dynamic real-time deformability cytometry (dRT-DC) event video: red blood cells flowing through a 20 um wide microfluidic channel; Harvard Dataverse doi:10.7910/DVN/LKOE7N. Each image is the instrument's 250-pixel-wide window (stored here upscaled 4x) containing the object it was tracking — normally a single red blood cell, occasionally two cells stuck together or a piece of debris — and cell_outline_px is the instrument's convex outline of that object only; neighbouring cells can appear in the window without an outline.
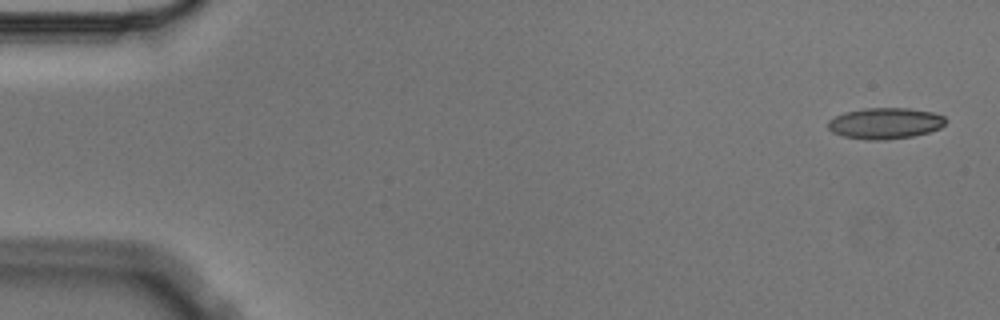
{"species": "Egyptian fruit bat (a non-hibernating species)", "species_latin": "Rousettus aegyptiacus", "temperature_condition": "cold", "stored_images_in_passage": 6, "segment_of_instrument_passage": [1, 2], "camera_frame_rate_fps": 3000, "um_per_image_px": 0.085, "animal": {"sex": "male"}, "frame": {"image": 1, "passage_image": 1, "time_ms": 0.0, "image_size_px": [1000, 320], "cell_outline_px": [[948, 120], [940, 128], [928, 132], [912, 136], [884, 140], [868, 140], [844, 136], [832, 132], [828, 128], [828, 120], [844, 112], [864, 108], [908, 108], [932, 112], [944, 116]], "centroid_in_image_um": [75.24, 10.47], "position_along_channel_um": 9.8, "area_um2": 21.33}}
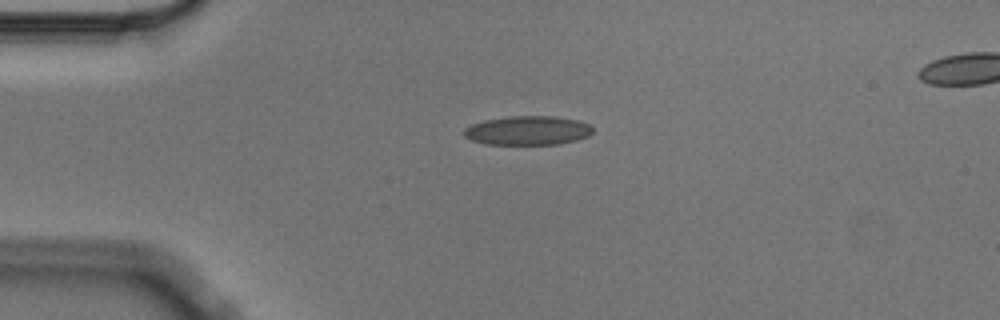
{"frame": {"image": 2, "passage_image": 4, "time_ms": 1.0, "image_size_px": [1000, 320], "cell_outline_px": [[592, 132], [588, 136], [576, 140], [556, 144], [484, 144], [472, 140], [464, 136], [464, 128], [472, 124], [484, 120], [508, 116], [556, 116], [580, 120], [588, 124], [592, 128]], "centroid_in_image_um": [44.85, 11.08], "position_along_channel_um": 40.1, "area_um2": 21.85}}